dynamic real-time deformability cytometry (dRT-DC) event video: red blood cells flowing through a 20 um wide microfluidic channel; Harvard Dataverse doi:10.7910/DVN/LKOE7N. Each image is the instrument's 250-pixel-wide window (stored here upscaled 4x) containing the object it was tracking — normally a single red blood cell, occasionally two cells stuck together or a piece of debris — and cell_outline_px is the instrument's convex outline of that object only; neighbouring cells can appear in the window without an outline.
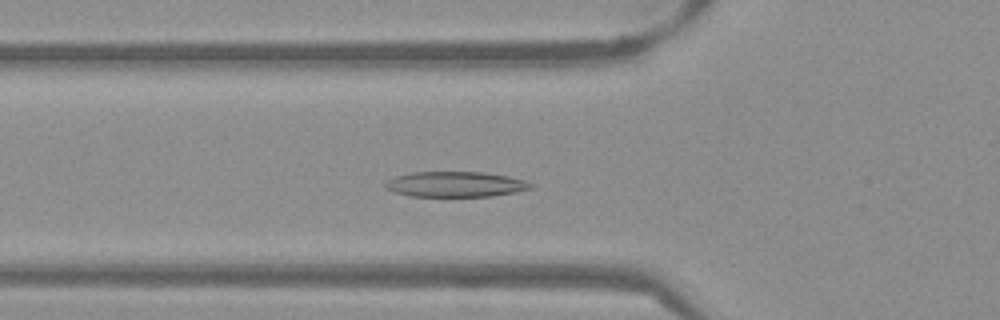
{"species": "Egyptian fruit bat (a non-hibernating species)", "species_latin": "Rousettus aegyptiacus", "temperature_condition": "warm", "stored_images_in_passage": 36, "camera_frame_rate_fps": 3000, "um_per_image_px": 0.085, "frame": {"image": 1, "passage_image": 2, "time_ms": 0.333, "image_size_px": [1000, 320], "cell_outline_px": [[532, 188], [516, 192], [492, 196], [412, 196], [396, 192], [384, 188], [384, 184], [388, 180], [396, 176], [412, 172], [484, 172], [508, 176], [524, 180], [532, 184]], "centroid_in_image_um": [38.72, 15.66], "position_along_channel_um": 87.1, "area_um2": 21.39}}
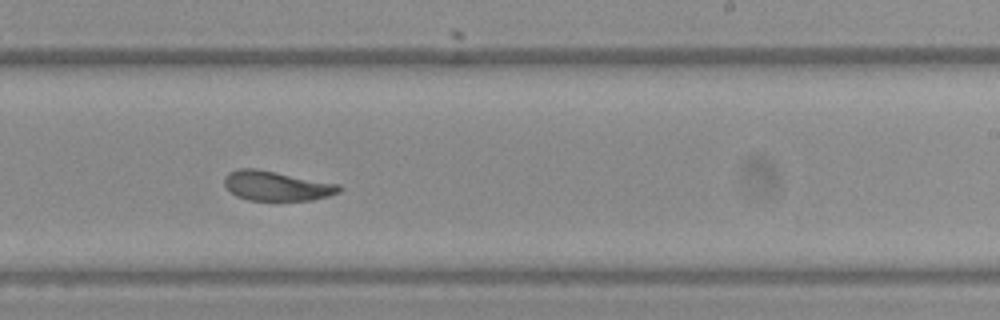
{"frame": {"image": 2, "passage_image": 16, "time_ms": 5.0, "image_size_px": [1000, 320], "cell_outline_px": [[344, 188], [340, 192], [328, 196], [312, 200], [248, 200], [236, 196], [224, 184], [224, 176], [228, 172], [236, 168], [256, 168], [340, 184]], "centroid_in_image_um": [23.52, 15.79], "position_along_channel_um": 265.5, "area_um2": 20.0}}
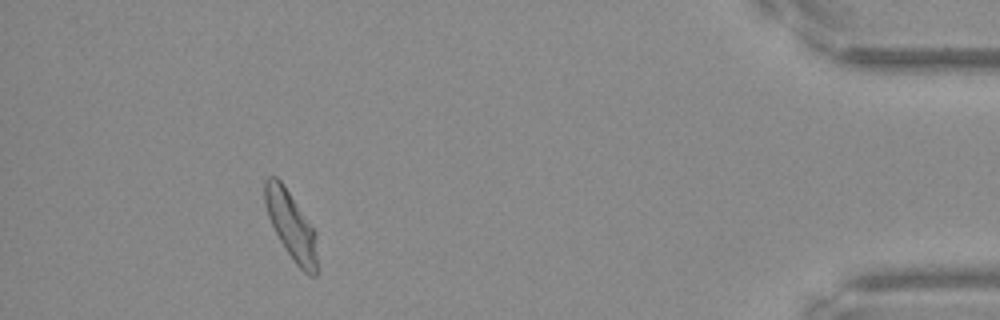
{"frame": {"image": 3, "passage_image": 32, "time_ms": 10.333, "image_size_px": [1000, 320], "cell_outline_px": [[316, 276], [308, 276], [292, 260], [280, 240], [268, 216], [264, 204], [264, 180], [268, 176], [276, 176], [280, 180], [316, 232]], "centroid_in_image_um": [24.72, 19.16], "position_along_channel_um": 410.5, "area_um2": 20.4}}